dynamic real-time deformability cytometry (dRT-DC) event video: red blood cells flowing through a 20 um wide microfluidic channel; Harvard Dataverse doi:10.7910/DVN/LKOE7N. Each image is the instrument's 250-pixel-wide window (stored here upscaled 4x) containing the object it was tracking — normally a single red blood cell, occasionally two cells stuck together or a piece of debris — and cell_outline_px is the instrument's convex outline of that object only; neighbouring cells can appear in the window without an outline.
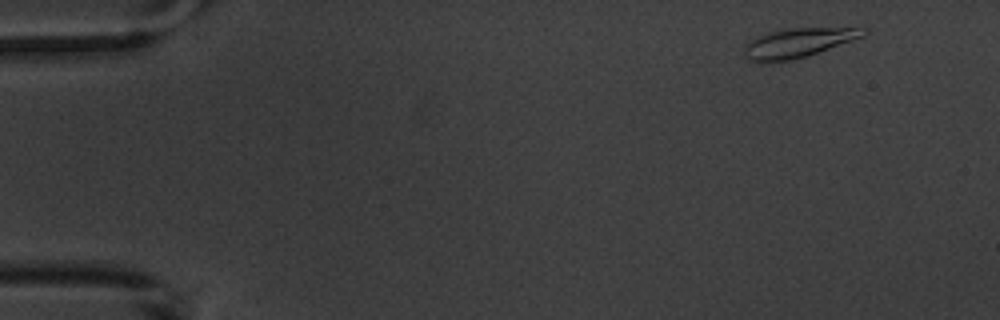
{"species": "common noctule bat (a hibernating species)", "species_latin": "Nyctalus noctula", "temperature_condition": "warm", "stored_images_in_passage": 13, "camera_frame_rate_fps": 3000, "um_per_image_px": 0.085, "animal": {"sex": "male", "body_mass_g": 20.1, "forearm_length_mm": 53.5}, "frame": {"image": 1, "passage_image": 1, "time_ms": 0.0, "image_size_px": [1000, 320], "cell_outline_px": [[868, 32], [864, 36], [808, 56], [792, 60], [748, 60], [744, 56], [744, 44], [756, 36], [768, 32], [792, 28], [868, 28]], "centroid_in_image_um": [67.85, 3.62], "position_along_channel_um": 17.2, "area_um2": 20.06}}
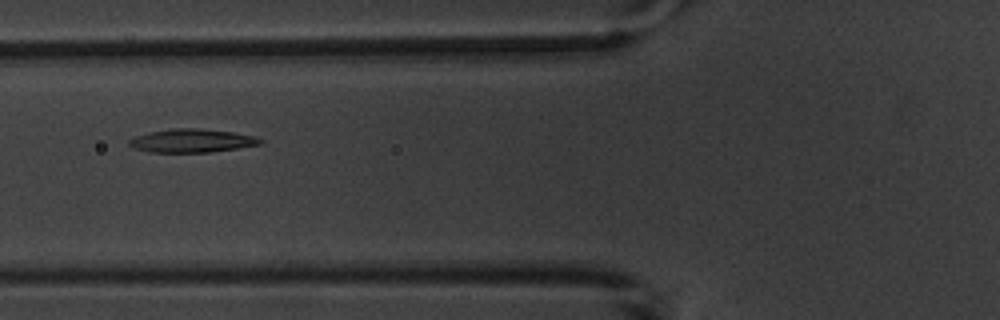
{"frame": {"image": 2, "passage_image": 5, "time_ms": 5.667, "image_size_px": [1000, 320], "cell_outline_px": [[264, 144], [212, 152], [148, 152], [136, 148], [128, 144], [128, 140], [136, 136], [148, 132], [172, 128], [200, 128], [232, 132], [252, 136], [264, 140]], "centroid_in_image_um": [16.32, 11.96], "position_along_channel_um": 109.5, "area_um2": 17.92}}
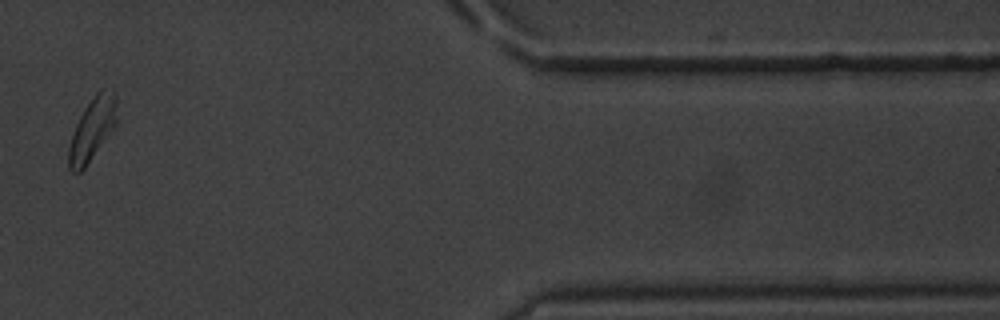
{"frame": {"image": 3, "passage_image": 12, "time_ms": 15.0, "image_size_px": [1000, 320], "cell_outline_px": [[116, 124], [84, 168], [80, 172], [72, 172], [68, 168], [68, 148], [76, 124], [84, 108], [96, 92], [100, 88], [112, 92], [116, 96]], "centroid_in_image_um": [7.82, 10.98], "position_along_channel_um": 403.6, "area_um2": 17.17}, "authors_computed_cell_mechanics": {"area_um2": 17.5712, "velocity_mm_per_s": 3.5847, "shape_relaxation_time_tau1_ms": 4.9853, "shape_relaxation_time_tau2_ms": 4.3053, "deformation_change_tau1": 0.1368, "deformation_change_tau2": 0.0815}}